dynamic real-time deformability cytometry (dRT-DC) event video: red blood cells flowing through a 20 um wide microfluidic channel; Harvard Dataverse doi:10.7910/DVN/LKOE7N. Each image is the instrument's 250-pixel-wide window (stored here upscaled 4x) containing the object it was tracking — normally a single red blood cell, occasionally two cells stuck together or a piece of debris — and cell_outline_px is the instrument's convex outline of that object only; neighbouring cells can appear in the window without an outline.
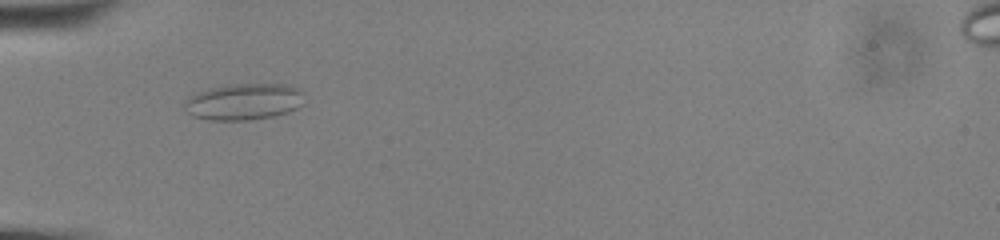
{"species": "common noctule bat (a hibernating species)", "species_latin": "Nyctalus noctula", "temperature_condition": "cold", "stored_images_in_passage": 51, "camera_frame_rate_fps": 3000, "um_per_image_px": 0.085, "animal": {"sex": "male", "body_mass_g": 13.0, "forearm_length_mm": 53.1}, "frame": {"image": 1, "passage_image": 13, "time_ms": 4.0, "image_size_px": [1000, 240], "cell_outline_px": [[304, 104], [288, 112], [276, 116], [248, 120], [208, 120], [192, 116], [184, 108], [184, 100], [196, 92], [208, 88], [228, 84], [288, 84], [300, 88], [304, 92]], "centroid_in_image_um": [20.75, 8.63], "position_along_channel_um": 64.3, "area_um2": 26.01}}
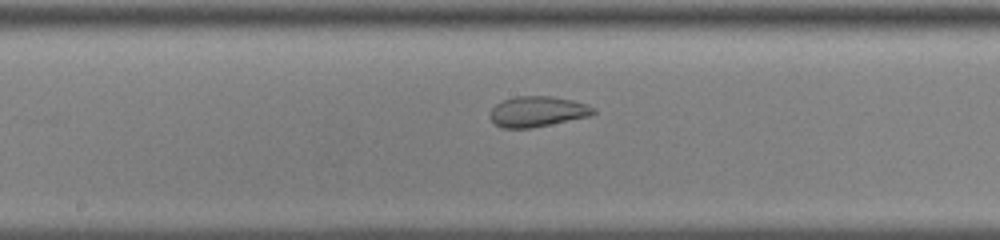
{"frame": {"image": 2, "passage_image": 25, "time_ms": 8.0, "image_size_px": [1000, 240], "cell_outline_px": [[596, 112], [588, 116], [532, 128], [504, 128], [496, 124], [492, 120], [492, 108], [496, 104], [504, 100], [516, 96], [552, 96], [572, 100], [588, 104], [596, 108]], "centroid_in_image_um": [45.72, 9.47], "position_along_channel_um": 202.5, "area_um2": 18.15}}
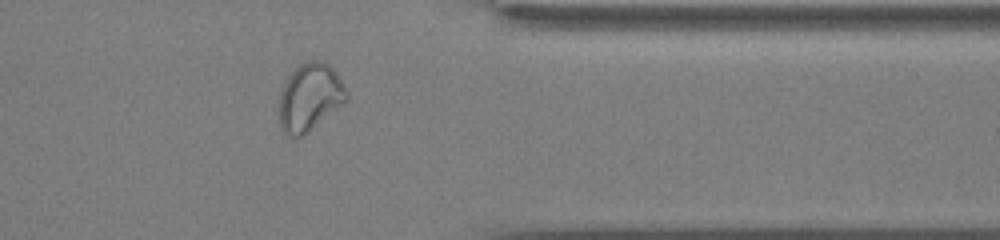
{"frame": {"image": 3, "passage_image": 41, "time_ms": 13.333, "image_size_px": [1000, 240], "cell_outline_px": [[348, 100], [304, 136], [288, 136], [280, 128], [280, 92], [284, 80], [300, 64], [308, 60], [320, 60], [328, 64], [336, 72], [348, 92]], "centroid_in_image_um": [26.34, 8.26], "position_along_channel_um": 385.1, "area_um2": 26.65}, "authors_computed_cell_mechanics": {"area_um2": 24.3916, "velocity_mm_per_s": 3.5642, "shape_relaxation_time_tau1_ms": null, "shape_relaxation_time_tau2_ms": 1.1374, "deformation_change_tau1": null, "deformation_change_tau2": 0.0682}}